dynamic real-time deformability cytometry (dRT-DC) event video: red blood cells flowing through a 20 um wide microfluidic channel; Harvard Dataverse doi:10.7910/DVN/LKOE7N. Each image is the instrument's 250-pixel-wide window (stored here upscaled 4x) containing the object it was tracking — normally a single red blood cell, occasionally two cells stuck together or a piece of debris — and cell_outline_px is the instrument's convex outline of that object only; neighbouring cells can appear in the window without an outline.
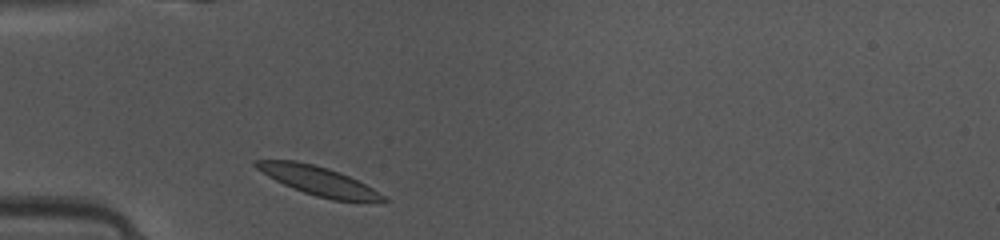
{"species": "common noctule bat (a hibernating species)", "species_latin": "Nyctalus noctula", "temperature_condition": "warm", "stored_images_in_passage": 33, "camera_frame_rate_fps": 3000, "um_per_image_px": 0.085, "animal": {"sex": "female", "body_mass_g": 10.0, "forearm_length_mm": 53.1}, "frame": {"image": 1, "passage_image": 1, "time_ms": 0.0, "image_size_px": [1000, 240], "cell_outline_px": [[388, 200], [332, 200], [316, 196], [292, 188], [268, 176], [256, 168], [252, 164], [256, 160], [296, 160], [328, 168], [340, 172], [372, 188], [384, 196]], "centroid_in_image_um": [26.97, 15.34], "position_along_channel_um": 58.0, "area_um2": 20.81}}
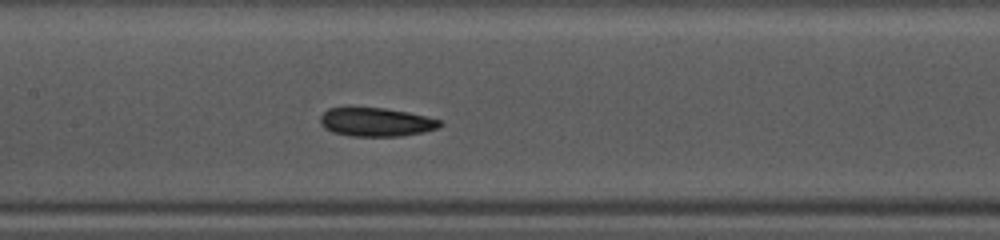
{"frame": {"image": 2, "passage_image": 10, "time_ms": 3.0, "image_size_px": [1000, 240], "cell_outline_px": [[444, 124], [436, 128], [424, 132], [400, 136], [348, 136], [332, 132], [324, 128], [320, 124], [320, 116], [328, 108], [348, 104], [384, 108], [408, 112], [444, 120]], "centroid_in_image_um": [31.91, 10.33], "position_along_channel_um": 175.5, "area_um2": 20.92}}
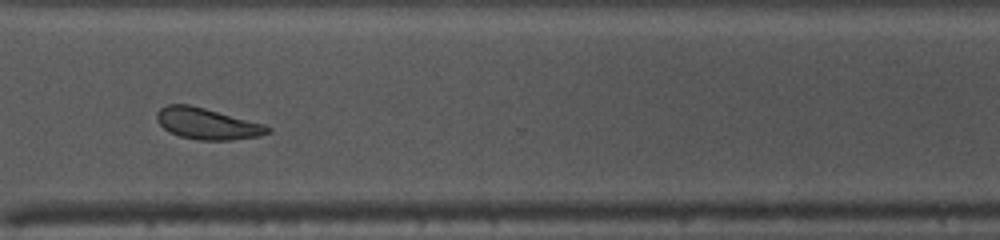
{"frame": {"image": 3, "passage_image": 23, "time_ms": 7.333, "image_size_px": [1000, 240], "cell_outline_px": [[272, 132], [260, 136], [232, 140], [200, 140], [180, 136], [168, 132], [156, 120], [156, 112], [160, 108], [168, 104], [188, 104], [204, 108], [264, 124], [272, 128]], "centroid_in_image_um": [17.61, 10.52], "position_along_channel_um": 353.0, "area_um2": 20.23}, "authors_computed_cell_mechanics": {"area_um2": 20.3456, "velocity_mm_per_s": 4.103, "shape_relaxation_time_tau1_ms": 2.2239, "shape_relaxation_time_tau2_ms": 3.2816, "deformation_change_tau1": 0.0961, "deformation_change_tau2": 0.1085}}